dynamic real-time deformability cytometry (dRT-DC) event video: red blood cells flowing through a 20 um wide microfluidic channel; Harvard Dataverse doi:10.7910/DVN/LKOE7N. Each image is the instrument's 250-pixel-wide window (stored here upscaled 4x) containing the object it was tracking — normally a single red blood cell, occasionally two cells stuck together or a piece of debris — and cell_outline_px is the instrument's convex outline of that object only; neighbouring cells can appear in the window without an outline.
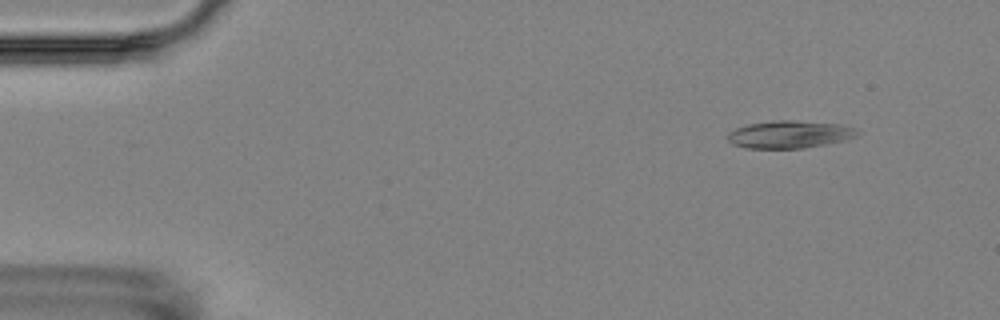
{"species": "Egyptian fruit bat (a non-hibernating species)", "species_latin": "Rousettus aegyptiacus", "temperature_condition": "room temperature", "stored_images_in_passage": 5, "camera_frame_rate_fps": 3000, "um_per_image_px": 0.085, "animal": {"sex": "female"}, "frame": {"image": 1, "passage_image": 2, "time_ms": 1.0, "image_size_px": [1000, 320], "cell_outline_px": [[860, 132], [856, 136], [824, 144], [804, 148], [744, 148], [732, 144], [728, 140], [728, 132], [736, 128], [748, 124], [772, 120], [792, 120], [840, 124], [856, 128]], "centroid_in_image_um": [67.07, 11.41], "position_along_channel_um": 17.9, "area_um2": 20.69}}